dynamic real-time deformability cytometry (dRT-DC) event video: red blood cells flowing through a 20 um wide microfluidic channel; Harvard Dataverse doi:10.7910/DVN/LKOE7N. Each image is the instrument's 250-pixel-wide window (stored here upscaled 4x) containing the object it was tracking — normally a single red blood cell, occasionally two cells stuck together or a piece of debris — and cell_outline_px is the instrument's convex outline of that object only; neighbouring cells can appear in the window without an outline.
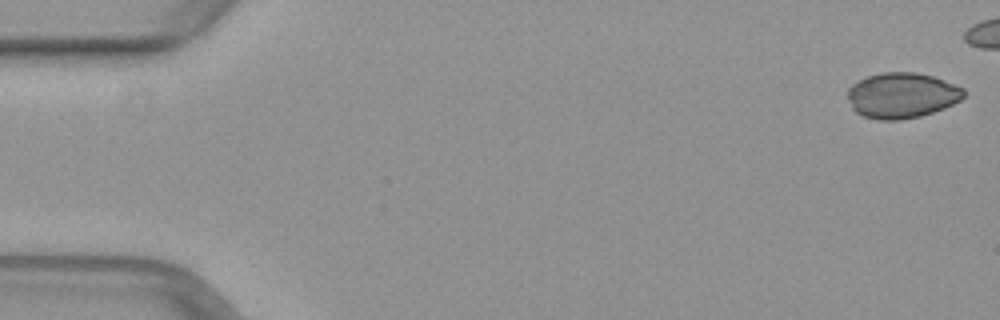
{"species": "common noctule bat (a hibernating species)", "species_latin": "Nyctalus noctula", "temperature_condition": "warm", "stored_images_in_passage": 41, "camera_frame_rate_fps": 3000, "um_per_image_px": 0.085, "animal": {"sex": "female", "body_mass_g": 29.2, "forearm_length_mm": 56.3}, "frame": {"image": 1, "passage_image": 1, "time_ms": 0.0, "image_size_px": [1000, 320], "cell_outline_px": [[964, 96], [960, 100], [944, 108], [920, 116], [900, 120], [880, 120], [860, 116], [852, 108], [848, 96], [848, 88], [852, 84], [868, 76], [884, 72], [916, 72], [932, 76], [964, 88]], "centroid_in_image_um": [76.64, 8.11], "position_along_channel_um": 8.4, "area_um2": 30.69}}
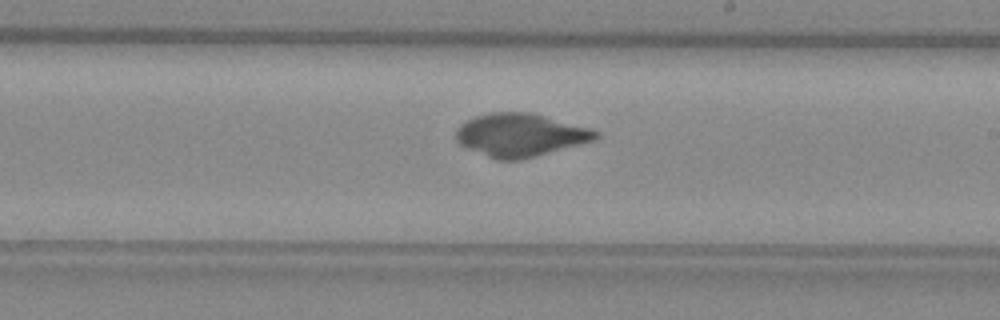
{"frame": {"image": 2, "passage_image": 29, "time_ms": 9.333, "image_size_px": [1000, 320], "cell_outline_px": [[600, 136], [596, 140], [536, 156], [520, 160], [496, 160], [468, 148], [460, 144], [456, 140], [456, 128], [460, 124], [476, 116], [492, 112], [528, 112], [592, 128], [600, 132]], "centroid_in_image_um": [44.25, 11.48], "position_along_channel_um": 244.8, "area_um2": 35.03}}
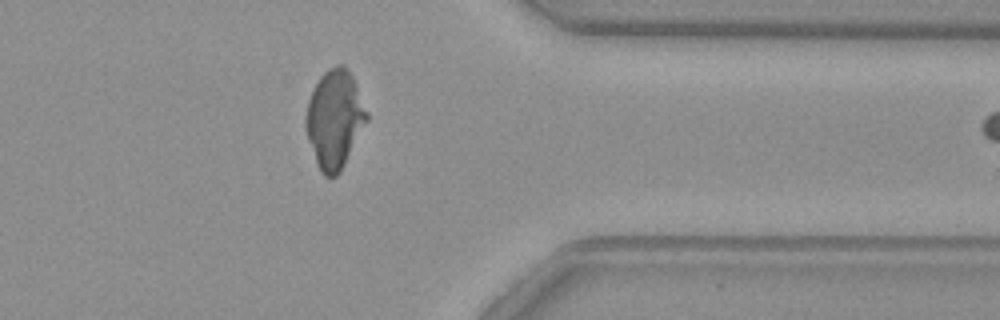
{"frame": {"image": 3, "passage_image": 40, "time_ms": 13.0, "image_size_px": [1000, 320], "cell_outline_px": [[368, 120], [340, 172], [336, 176], [324, 176], [320, 172], [316, 164], [308, 140], [304, 124], [304, 120], [308, 100], [320, 76], [328, 68], [336, 64], [344, 64], [348, 68], [352, 76], [368, 112]], "centroid_in_image_um": [28.43, 10.12], "position_along_channel_um": 383.0, "area_um2": 34.97}}